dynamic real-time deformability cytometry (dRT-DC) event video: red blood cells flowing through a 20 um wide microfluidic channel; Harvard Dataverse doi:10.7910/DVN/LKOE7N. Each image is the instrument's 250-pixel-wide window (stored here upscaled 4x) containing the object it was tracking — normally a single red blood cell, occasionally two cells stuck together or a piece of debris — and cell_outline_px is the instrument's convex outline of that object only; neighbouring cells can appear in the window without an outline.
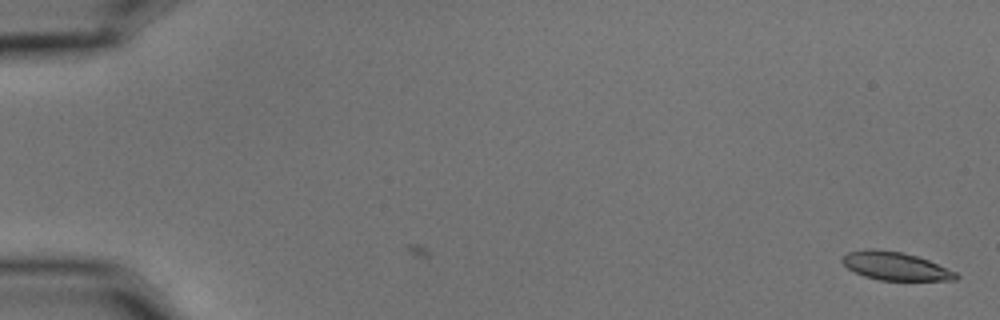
{"species": "common noctule bat (a hibernating species)", "species_latin": "Nyctalus noctula", "temperature_condition": "cold", "stored_images_in_passage": 3, "camera_frame_rate_fps": 3000, "um_per_image_px": 0.085, "animal": {"sex": "male", "body_mass_g": 15.6}, "frame": {"image": 1, "passage_image": 3, "time_ms": 0.667, "image_size_px": [1000, 320], "cell_outline_px": [[960, 276], [956, 280], [880, 280], [864, 276], [848, 268], [840, 260], [848, 252], [864, 248], [876, 248], [904, 252], [928, 260], [956, 272]], "centroid_in_image_um": [76.09, 22.6], "position_along_channel_um": 8.9, "area_um2": 18.73}}